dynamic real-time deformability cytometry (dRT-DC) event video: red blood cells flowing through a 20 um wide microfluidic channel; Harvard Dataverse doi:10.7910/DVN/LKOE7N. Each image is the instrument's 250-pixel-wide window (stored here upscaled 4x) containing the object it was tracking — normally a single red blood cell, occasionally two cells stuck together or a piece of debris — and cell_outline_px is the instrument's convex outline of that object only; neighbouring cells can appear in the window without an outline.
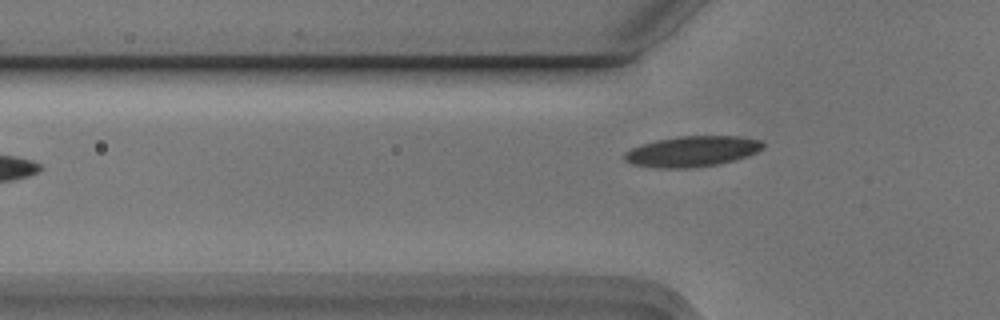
{"species": "Egyptian fruit bat (a non-hibernating species)", "species_latin": "Rousettus aegyptiacus", "temperature_condition": "cold", "stored_images_in_passage": 2, "camera_frame_rate_fps": 3000, "um_per_image_px": 0.085, "animal": {"sex": "male"}, "frame": {"image": 1, "passage_image": 2, "time_ms": 0.333, "image_size_px": [1000, 320], "cell_outline_px": [[764, 148], [756, 152], [720, 164], [692, 168], [656, 168], [632, 164], [624, 160], [624, 152], [640, 144], [656, 140], [680, 136], [740, 136], [760, 140], [764, 144]], "centroid_in_image_um": [58.8, 12.87], "position_along_channel_um": 67.0, "area_um2": 24.74}}